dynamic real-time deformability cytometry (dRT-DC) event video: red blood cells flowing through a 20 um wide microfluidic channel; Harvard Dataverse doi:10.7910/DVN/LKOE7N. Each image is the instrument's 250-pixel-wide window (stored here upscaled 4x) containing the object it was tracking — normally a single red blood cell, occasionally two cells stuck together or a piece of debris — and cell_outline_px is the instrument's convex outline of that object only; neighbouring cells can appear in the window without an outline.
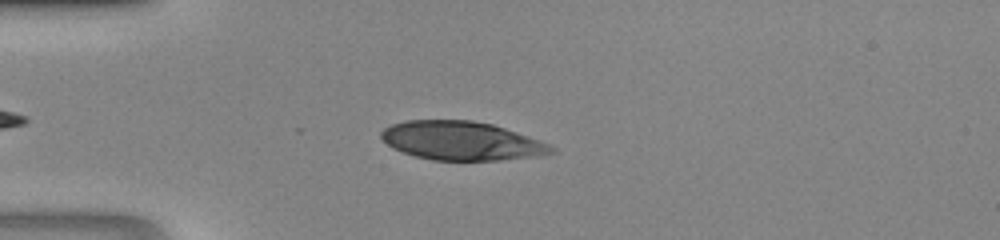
{"species": "human", "species_latin": "Homo sapiens", "temperature_condition": "room temperature", "stored_images_in_passage": 34, "camera_frame_rate_fps": 3000, "um_per_image_px": 0.085, "donor": {"sex": "male"}, "frame": {"image": 1, "passage_image": 1, "time_ms": 0.0, "image_size_px": [1000, 240], "cell_outline_px": [[556, 152], [528, 156], [496, 160], [432, 160], [416, 156], [404, 152], [388, 144], [380, 136], [380, 132], [384, 128], [392, 124], [404, 120], [472, 120], [492, 124], [504, 128], [548, 144], [556, 148]], "centroid_in_image_um": [39.17, 11.95], "position_along_channel_um": 45.8, "area_um2": 37.69}}
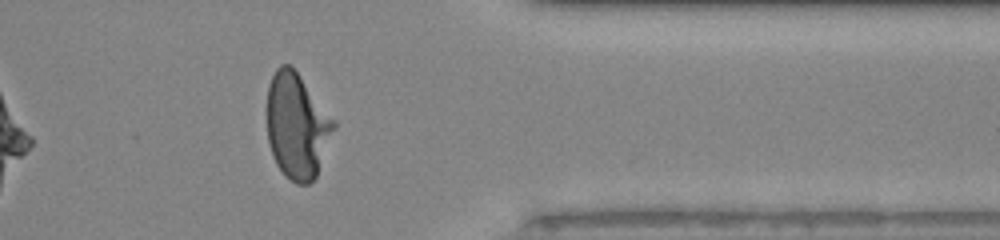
{"frame": {"image": 2, "passage_image": 26, "time_ms": 8.333, "image_size_px": [1000, 240], "cell_outline_px": [[336, 124], [316, 176], [308, 184], [296, 184], [284, 176], [276, 164], [268, 140], [268, 84], [276, 68], [280, 64], [292, 64]], "centroid_in_image_um": [25.22, 10.69], "position_along_channel_um": 386.2, "area_um2": 40.52}}
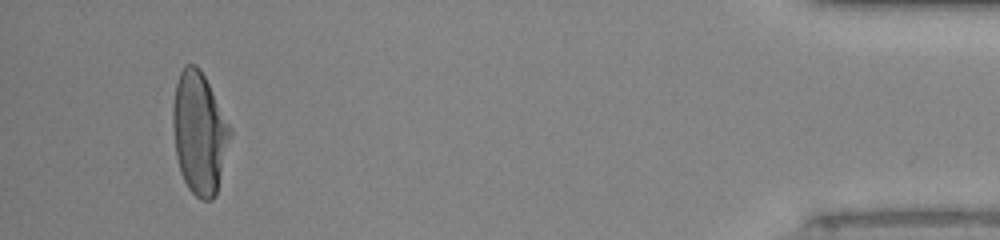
{"frame": {"image": 3, "passage_image": 32, "time_ms": 10.333, "image_size_px": [1000, 240], "cell_outline_px": [[232, 132], [216, 196], [212, 200], [200, 200], [188, 188], [180, 172], [176, 156], [172, 124], [172, 108], [176, 84], [180, 72], [184, 64], [196, 64], [200, 68], [232, 128]], "centroid_in_image_um": [16.94, 11.31], "position_along_channel_um": 418.3, "area_um2": 40.92}}